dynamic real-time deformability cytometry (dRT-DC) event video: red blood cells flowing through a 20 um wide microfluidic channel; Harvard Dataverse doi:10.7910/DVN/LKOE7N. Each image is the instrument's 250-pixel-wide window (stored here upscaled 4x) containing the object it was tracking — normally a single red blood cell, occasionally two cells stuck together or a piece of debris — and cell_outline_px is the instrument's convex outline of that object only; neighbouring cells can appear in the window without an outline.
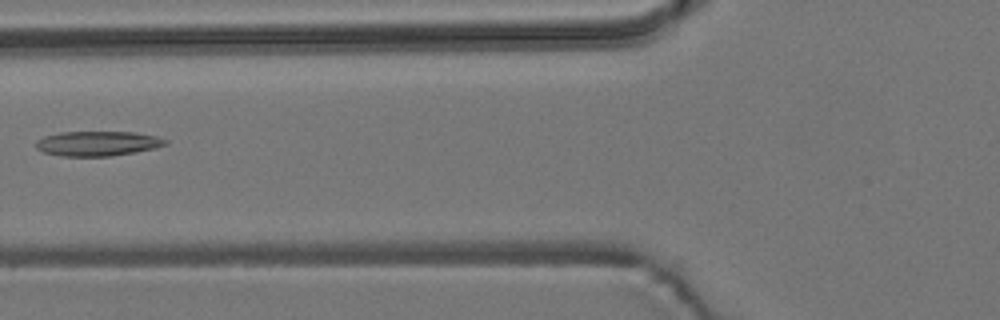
{"species": "common noctule bat (a hibernating species)", "species_latin": "Nyctalus noctula", "temperature_condition": "room temperature", "stored_images_in_passage": 7, "camera_frame_rate_fps": 3000, "um_per_image_px": 0.085, "animal": {"sex": "male", "body_mass_g": 19.2, "forearm_length_mm": 51.8}, "frame": {"image": 1, "passage_image": 6, "time_ms": 6.0, "image_size_px": [1000, 320], "cell_outline_px": [[168, 144], [136, 152], [112, 156], [60, 156], [44, 152], [36, 148], [36, 140], [44, 136], [60, 132], [136, 132], [156, 136], [168, 140]], "centroid_in_image_um": [8.29, 12.19], "position_along_channel_um": 117.5, "area_um2": 18.73}}
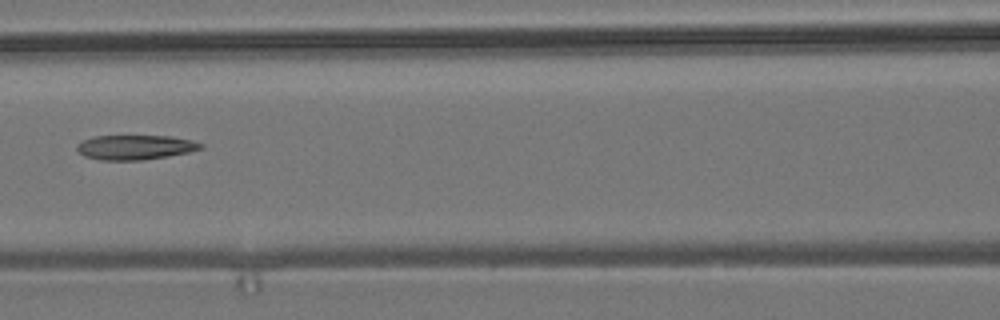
{"frame": {"image": 2, "passage_image": 7, "time_ms": 7.0, "image_size_px": [1000, 320], "cell_outline_px": [[204, 148], [188, 152], [168, 156], [140, 160], [100, 160], [84, 156], [76, 148], [76, 144], [92, 136], [172, 136], [192, 140], [204, 144]], "centroid_in_image_um": [11.5, 12.51], "position_along_channel_um": 155.1, "area_um2": 17.8}}